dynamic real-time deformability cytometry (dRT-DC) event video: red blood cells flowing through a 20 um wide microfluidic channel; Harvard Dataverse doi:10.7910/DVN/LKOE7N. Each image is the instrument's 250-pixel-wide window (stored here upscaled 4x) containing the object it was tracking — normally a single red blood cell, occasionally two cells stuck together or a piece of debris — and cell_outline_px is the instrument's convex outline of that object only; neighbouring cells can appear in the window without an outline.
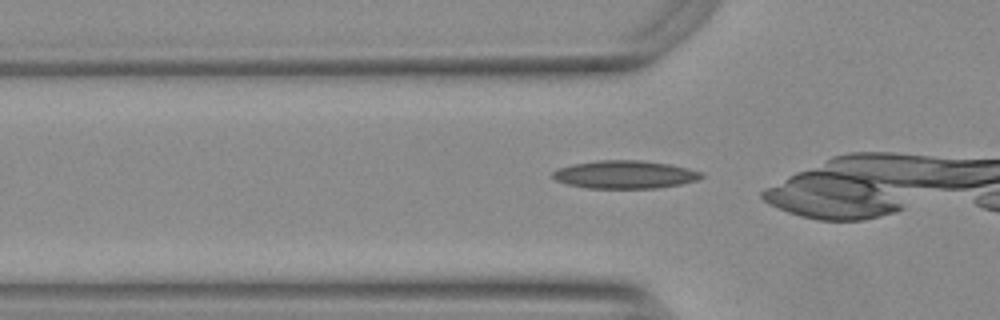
{"species": "Egyptian fruit bat (a non-hibernating species)", "species_latin": "Rousettus aegyptiacus", "temperature_condition": "warm", "stored_images_in_passage": 8, "camera_frame_rate_fps": 3000, "um_per_image_px": 0.085, "animal": {"sex": "female"}, "frame": {"image": 1, "passage_image": 2, "time_ms": 0.333, "image_size_px": [1000, 320], "cell_outline_px": [[704, 176], [696, 180], [680, 184], [652, 188], [588, 188], [568, 184], [556, 180], [552, 176], [552, 172], [560, 168], [572, 164], [596, 160], [640, 160], [668, 164], [700, 172]], "centroid_in_image_um": [53.06, 14.83], "position_along_channel_um": 72.7, "area_um2": 23.87}}